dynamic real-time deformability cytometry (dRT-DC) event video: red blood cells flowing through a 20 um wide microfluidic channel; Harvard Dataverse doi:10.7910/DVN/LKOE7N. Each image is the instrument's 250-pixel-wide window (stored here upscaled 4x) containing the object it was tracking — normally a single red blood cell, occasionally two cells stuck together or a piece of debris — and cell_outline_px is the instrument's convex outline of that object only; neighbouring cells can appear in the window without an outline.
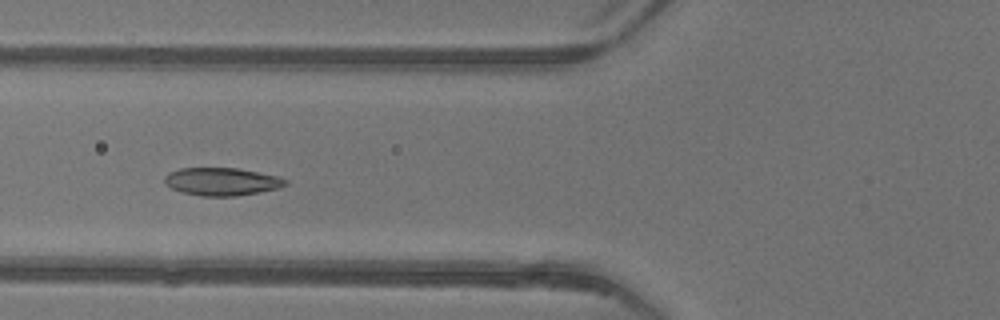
{"species": "common noctule bat (a hibernating species)", "species_latin": "Nyctalus noctula", "temperature_condition": "warm", "stored_images_in_passage": 48, "camera_frame_rate_fps": 3000, "um_per_image_px": 0.085, "animal": {"sex": "female"}, "frame": {"image": 1, "passage_image": 18, "time_ms": 5.667, "image_size_px": [1000, 320], "cell_outline_px": [[288, 184], [280, 188], [260, 192], [236, 196], [200, 196], [184, 192], [172, 188], [164, 184], [164, 176], [168, 172], [180, 168], [236, 168], [276, 176], [288, 180]], "centroid_in_image_um": [18.84, 15.44], "position_along_channel_um": 107.0, "area_um2": 19.59}}
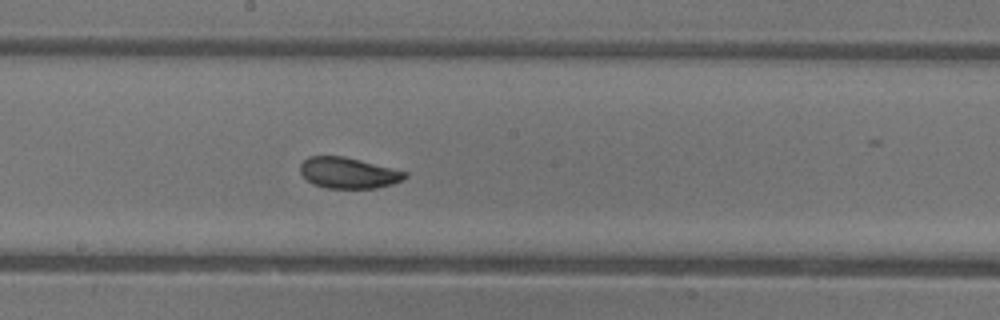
{"frame": {"image": 2, "passage_image": 26, "time_ms": 8.333, "image_size_px": [1000, 320], "cell_outline_px": [[408, 176], [392, 184], [376, 188], [328, 188], [312, 184], [300, 172], [300, 164], [308, 156], [344, 156], [408, 172]], "centroid_in_image_um": [29.6, 14.69], "position_along_channel_um": 218.6, "area_um2": 18.79}}
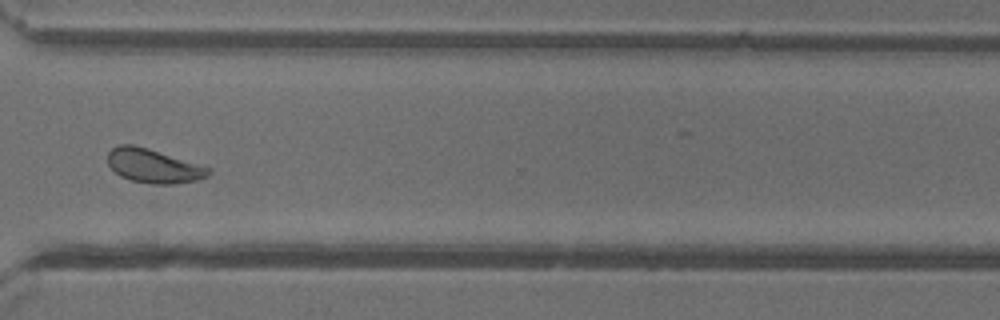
{"frame": {"image": 3, "passage_image": 36, "time_ms": 11.667, "image_size_px": [1000, 320], "cell_outline_px": [[212, 172], [208, 176], [196, 180], [172, 184], [152, 184], [132, 180], [120, 176], [108, 164], [108, 152], [112, 148], [120, 144], [132, 144], [148, 148], [212, 168]], "centroid_in_image_um": [13.06, 14.1], "position_along_channel_um": 357.5, "area_um2": 19.88}, "authors_computed_cell_mechanics": {"area_um2": 19.9699, "velocity_mm_per_s": 4.1726, "shape_relaxation_time_tau1_ms": 2.8491, "shape_relaxation_time_tau2_ms": 1.4256, "deformation_change_tau1": 0.1184, "deformation_change_tau2": 0.0511}}